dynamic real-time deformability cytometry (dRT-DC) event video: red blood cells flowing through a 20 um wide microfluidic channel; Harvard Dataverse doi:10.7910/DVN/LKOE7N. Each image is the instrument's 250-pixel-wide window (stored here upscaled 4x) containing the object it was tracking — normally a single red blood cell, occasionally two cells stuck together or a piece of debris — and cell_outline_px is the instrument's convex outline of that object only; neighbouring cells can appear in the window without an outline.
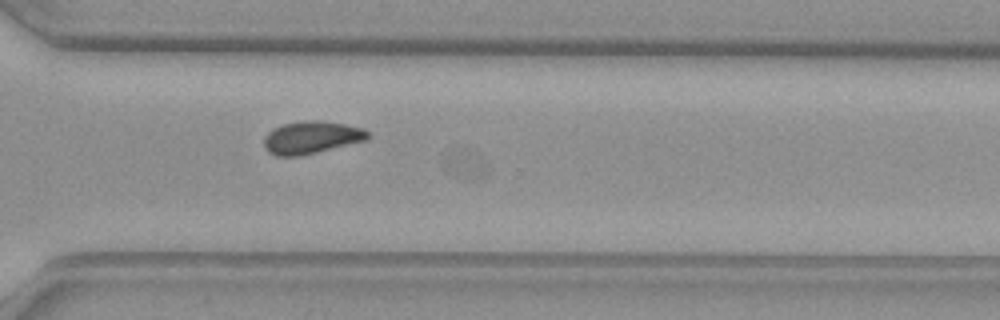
{"species": "common noctule bat (a hibernating species)", "species_latin": "Nyctalus noctula", "temperature_condition": "warm", "stored_images_in_passage": 39, "camera_frame_rate_fps": 3000, "um_per_image_px": 0.085, "animal": {"sex": "female", "body_mass_g": 29.2, "forearm_length_mm": 56.3}, "frame": {"image": 1, "passage_image": 31, "time_ms": 10.0, "image_size_px": [1000, 320], "cell_outline_px": [[368, 136], [364, 140], [300, 156], [276, 156], [268, 152], [264, 148], [264, 136], [272, 128], [284, 124], [304, 120], [320, 120], [344, 124], [364, 128], [368, 132]], "centroid_in_image_um": [26.4, 11.67], "position_along_channel_um": 344.2, "area_um2": 19.54}}
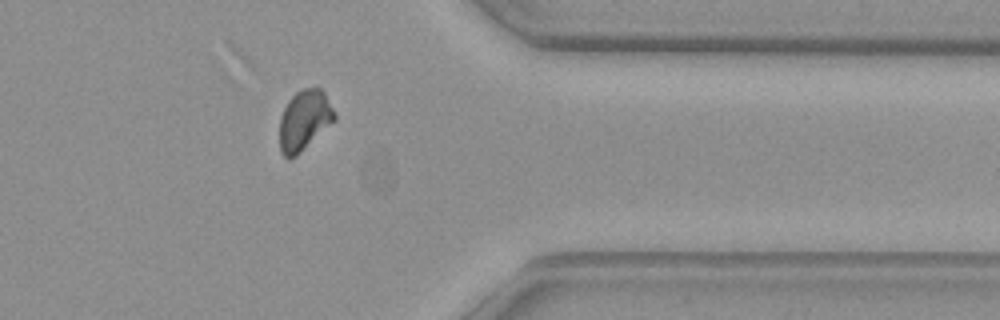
{"frame": {"image": 2, "passage_image": 35, "time_ms": 11.333, "image_size_px": [1000, 320], "cell_outline_px": [[336, 120], [296, 156], [284, 156], [280, 152], [280, 116], [288, 100], [296, 92], [304, 88], [320, 88], [324, 92], [336, 112]], "centroid_in_image_um": [25.88, 10.2], "position_along_channel_um": 385.5, "area_um2": 19.25}}